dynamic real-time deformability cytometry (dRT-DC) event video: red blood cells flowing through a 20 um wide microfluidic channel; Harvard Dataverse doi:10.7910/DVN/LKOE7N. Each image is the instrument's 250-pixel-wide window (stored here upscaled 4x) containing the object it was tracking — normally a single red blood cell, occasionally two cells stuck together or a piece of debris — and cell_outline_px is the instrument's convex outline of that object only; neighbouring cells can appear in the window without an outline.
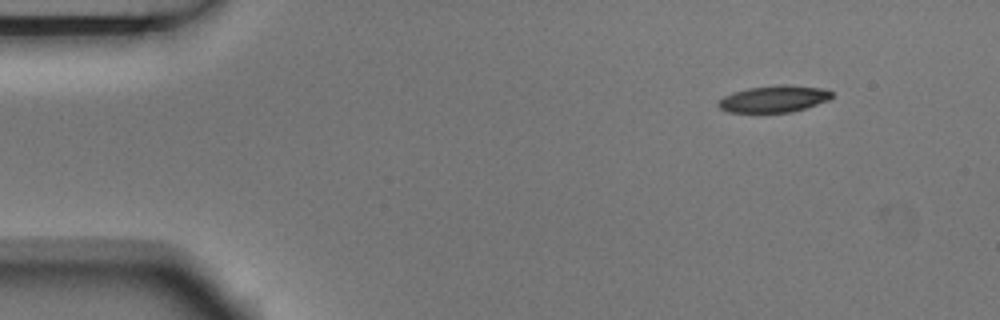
{"species": "Egyptian fruit bat (a non-hibernating species)", "species_latin": "Rousettus aegyptiacus", "temperature_condition": "room temperature", "stored_images_in_passage": 4, "camera_frame_rate_fps": 3000, "um_per_image_px": 0.085, "animal": {"sex": "male"}, "frame": {"image": 1, "passage_image": 1, "time_ms": 0.0, "image_size_px": [1000, 320], "cell_outline_px": [[832, 96], [828, 100], [792, 112], [728, 112], [720, 108], [716, 104], [724, 96], [732, 92], [748, 88], [780, 84], [788, 84], [824, 88], [832, 92]], "centroid_in_image_um": [65.78, 8.39], "position_along_channel_um": 19.2, "area_um2": 17.69}}
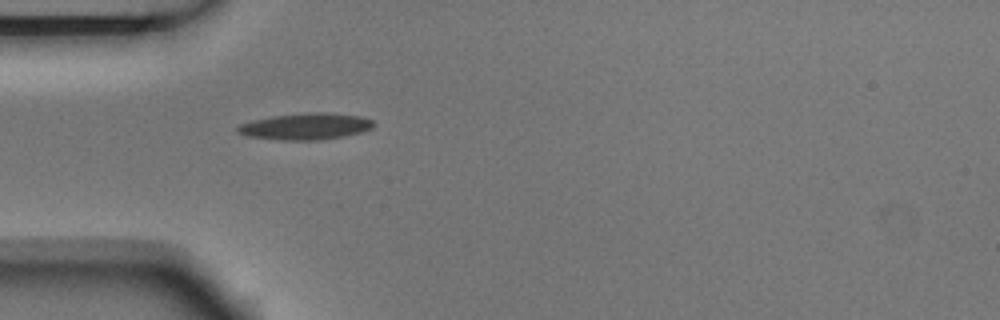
{"frame": {"image": 2, "passage_image": 4, "time_ms": 1.0, "image_size_px": [1000, 320], "cell_outline_px": [[372, 128], [360, 132], [344, 136], [316, 140], [280, 140], [248, 136], [236, 132], [236, 128], [240, 124], [252, 120], [272, 116], [308, 112], [328, 112], [360, 116], [372, 120]], "centroid_in_image_um": [25.94, 10.74], "position_along_channel_um": 59.1, "area_um2": 20.92}}